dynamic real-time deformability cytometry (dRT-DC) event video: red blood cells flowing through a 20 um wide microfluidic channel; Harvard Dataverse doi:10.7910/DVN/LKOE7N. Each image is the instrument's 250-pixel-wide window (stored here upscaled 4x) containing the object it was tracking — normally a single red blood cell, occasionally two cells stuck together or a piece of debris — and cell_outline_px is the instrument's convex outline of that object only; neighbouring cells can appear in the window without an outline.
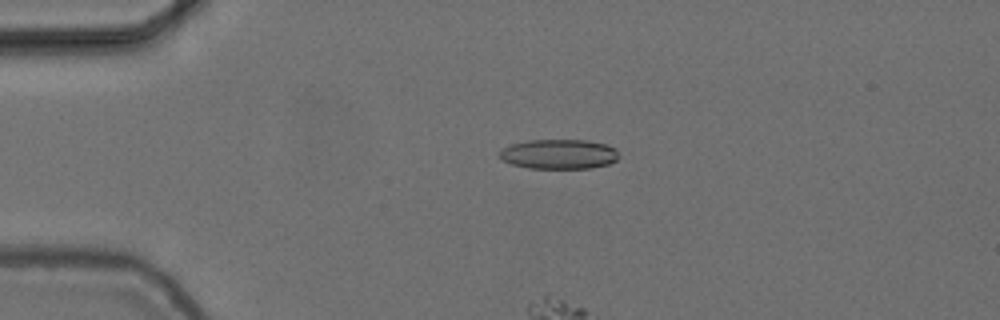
{"species": "common noctule bat (a hibernating species)", "species_latin": "Nyctalus noctula", "temperature_condition": "cold", "stored_images_in_passage": 60, "camera_frame_rate_fps": 3000, "um_per_image_px": 0.085, "animal": {"sex": "female", "body_mass_g": 24.6, "forearm_length_mm": 56.2}, "frame": {"image": 1, "passage_image": 13, "time_ms": 4.0, "image_size_px": [1000, 320], "cell_outline_px": [[620, 156], [616, 160], [608, 164], [592, 168], [528, 168], [512, 164], [500, 160], [500, 152], [504, 148], [512, 144], [528, 140], [584, 140], [604, 144], [616, 148]], "centroid_in_image_um": [47.52, 13.1], "position_along_channel_um": 37.5, "area_um2": 20.63}}
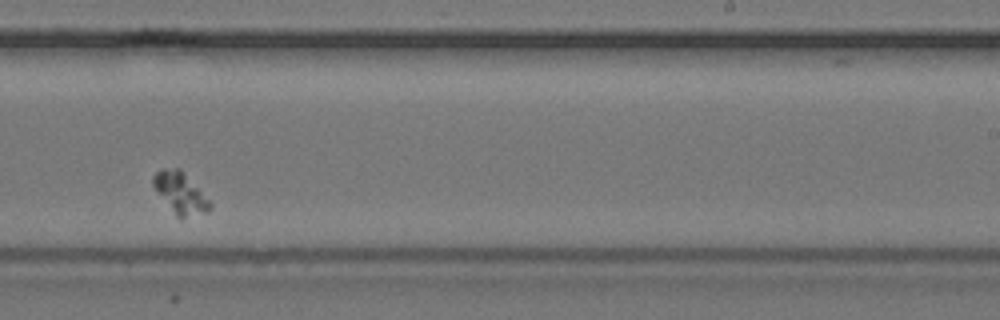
{"frame": {"image": 2, "passage_image": 38, "time_ms": 12.333, "image_size_px": [1000, 320], "cell_outline_px": [[212, 208], [208, 212], [184, 216], [176, 216], [152, 184], [152, 176], [160, 168], [180, 168], [212, 204]], "centroid_in_image_um": [15.31, 16.36], "position_along_channel_um": 273.7, "area_um2": 13.12}}
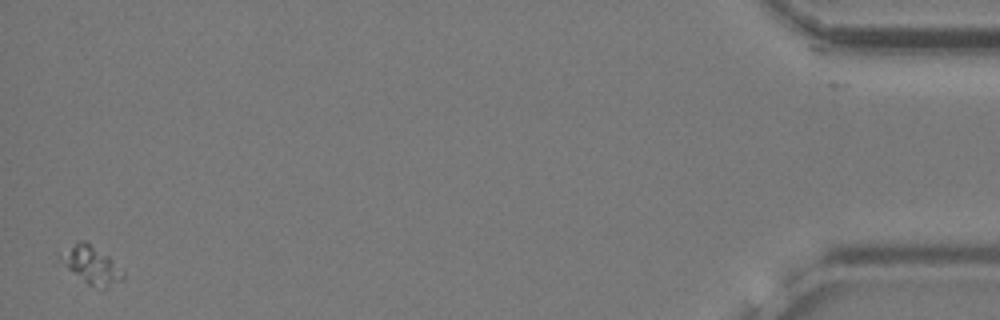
{"frame": {"image": 3, "passage_image": 59, "time_ms": 19.333, "image_size_px": [1000, 320], "cell_outline_px": [[124, 276], [120, 280], [104, 292], [88, 284], [68, 268], [60, 260], [60, 256], [80, 240], [84, 240], [108, 256], [124, 272]], "centroid_in_image_um": [7.84, 22.59], "position_along_channel_um": 427.4, "area_um2": 13.24}}